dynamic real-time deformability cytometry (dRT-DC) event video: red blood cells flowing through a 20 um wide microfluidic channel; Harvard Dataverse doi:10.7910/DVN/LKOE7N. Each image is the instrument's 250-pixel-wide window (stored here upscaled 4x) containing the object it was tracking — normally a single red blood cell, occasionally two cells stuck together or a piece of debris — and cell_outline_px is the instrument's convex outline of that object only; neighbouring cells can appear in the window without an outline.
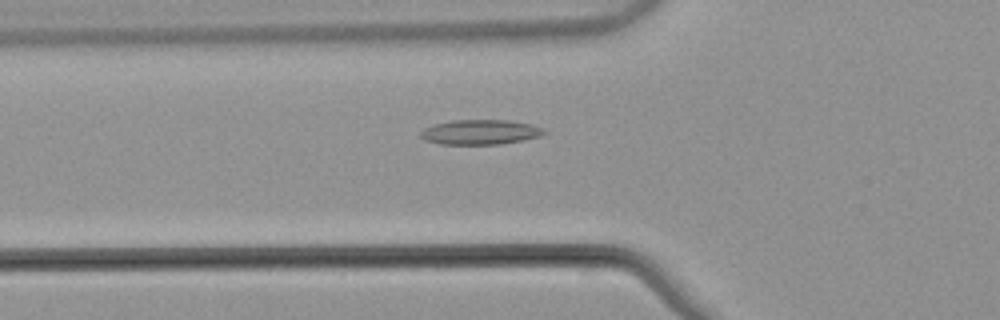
{"species": "common noctule bat (a hibernating species)", "species_latin": "Nyctalus noctula", "temperature_condition": "warm", "stored_images_in_passage": 53, "camera_frame_rate_fps": 3000, "um_per_image_px": 0.085, "animal": {"sex": "male", "body_mass_g": 21.5, "forearm_length_mm": 52.0}, "frame": {"image": 1, "passage_image": 19, "time_ms": 6.0, "image_size_px": [1000, 320], "cell_outline_px": [[548, 132], [540, 136], [524, 140], [500, 144], [440, 144], [424, 140], [420, 136], [420, 132], [424, 128], [436, 124], [452, 120], [508, 120], [532, 124], [544, 128]], "centroid_in_image_um": [40.85, 11.23], "position_along_channel_um": 84.9, "area_um2": 17.98}}
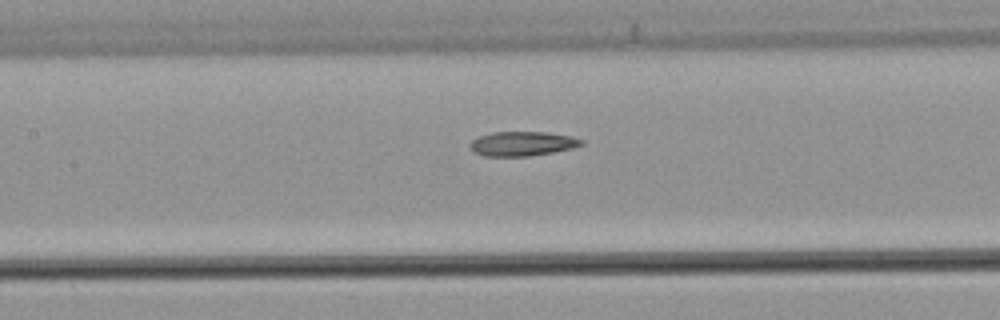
{"frame": {"image": 2, "passage_image": 25, "time_ms": 8.0, "image_size_px": [1000, 320], "cell_outline_px": [[584, 144], [572, 148], [552, 152], [528, 156], [484, 156], [472, 152], [468, 144], [472, 140], [480, 136], [492, 132], [548, 132], [572, 136], [584, 140]], "centroid_in_image_um": [44.38, 12.21], "position_along_channel_um": 163.0, "area_um2": 15.95}}
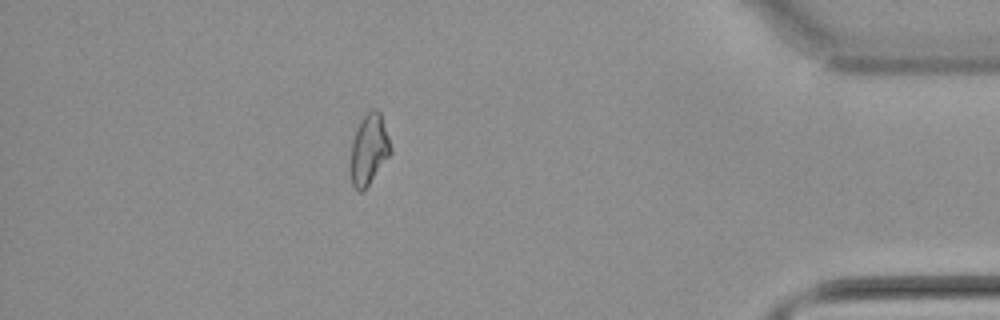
{"frame": {"image": 3, "passage_image": 47, "time_ms": 15.333, "image_size_px": [1000, 320], "cell_outline_px": [[392, 152], [368, 184], [360, 192], [352, 184], [352, 140], [356, 128], [360, 120], [372, 108], [376, 108], [380, 112], [392, 148]], "centroid_in_image_um": [31.38, 12.63], "position_along_channel_um": 403.8, "area_um2": 15.95}, "authors_computed_cell_mechanics": {"area_um2": 16.8776, "velocity_mm_per_s": 3.8671, "shape_relaxation_time_tau1_ms": null, "shape_relaxation_time_tau2_ms": 9.3831, "deformation_change_tau1": null, "deformation_change_tau2": 0.2071}}